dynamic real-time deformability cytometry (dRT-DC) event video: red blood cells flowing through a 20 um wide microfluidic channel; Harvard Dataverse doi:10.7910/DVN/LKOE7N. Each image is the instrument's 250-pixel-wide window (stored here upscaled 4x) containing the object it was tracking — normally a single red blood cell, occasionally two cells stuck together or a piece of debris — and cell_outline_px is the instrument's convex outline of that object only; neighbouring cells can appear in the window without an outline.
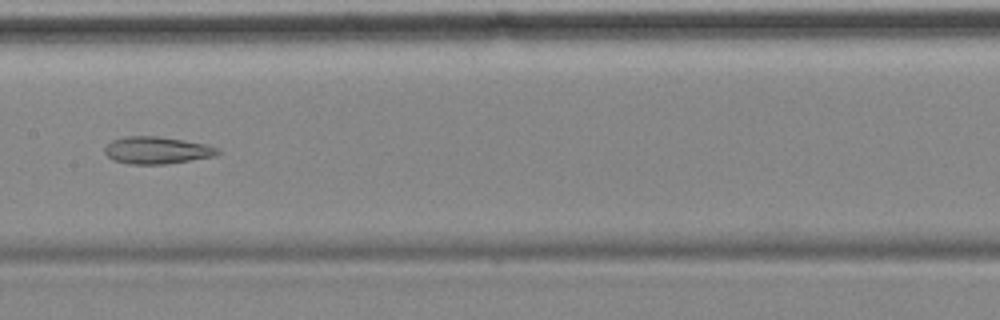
{"species": "common noctule bat (a hibernating species)", "species_latin": "Nyctalus noctula", "temperature_condition": "cold", "stored_images_in_passage": 9, "camera_frame_rate_fps": 3000, "um_per_image_px": 0.085, "animal": {"sex": "female", "body_mass_g": 18.4}, "frame": {"image": 1, "passage_image": 7, "time_ms": 7.333, "image_size_px": [1000, 320], "cell_outline_px": [[220, 152], [216, 156], [164, 164], [128, 164], [112, 160], [104, 152], [104, 148], [112, 140], [124, 136], [156, 136], [184, 140], [208, 144], [216, 148]], "centroid_in_image_um": [13.31, 12.77], "position_along_channel_um": 194.1, "area_um2": 17.92}}